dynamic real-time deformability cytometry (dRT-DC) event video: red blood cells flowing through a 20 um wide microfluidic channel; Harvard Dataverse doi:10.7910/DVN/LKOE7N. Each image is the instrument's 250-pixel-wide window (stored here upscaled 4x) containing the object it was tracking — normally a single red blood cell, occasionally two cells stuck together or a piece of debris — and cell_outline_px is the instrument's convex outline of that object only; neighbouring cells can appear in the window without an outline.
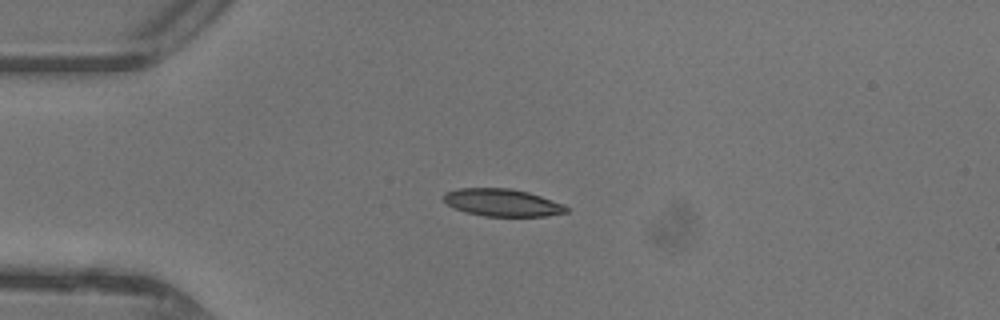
{"species": "common noctule bat (a hibernating species)", "species_latin": "Nyctalus noctula", "temperature_condition": "warm", "stored_images_in_passage": 37, "camera_frame_rate_fps": 3000, "um_per_image_px": 0.085, "animal": {"sex": "female"}, "frame": {"image": 1, "passage_image": 1, "time_ms": 0.0, "image_size_px": [1000, 320], "cell_outline_px": [[568, 212], [544, 216], [484, 216], [452, 208], [444, 200], [444, 192], [456, 188], [512, 188], [528, 192], [564, 204], [568, 208]], "centroid_in_image_um": [42.68, 17.21], "position_along_channel_um": 42.3, "area_um2": 19.59}}
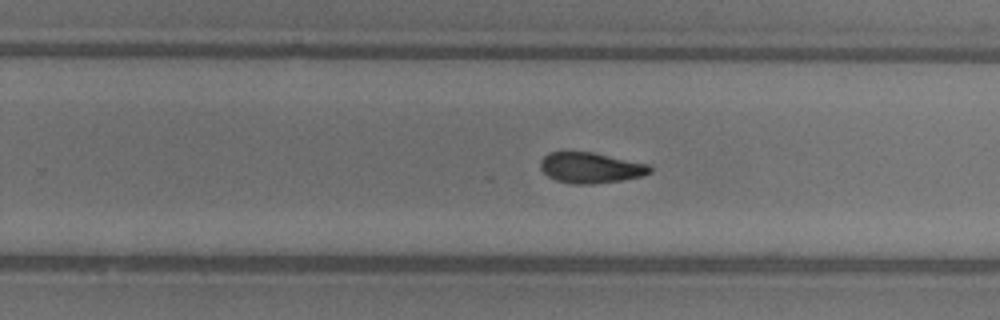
{"frame": {"image": 2, "passage_image": 19, "time_ms": 6.0, "image_size_px": [1000, 320], "cell_outline_px": [[652, 172], [640, 176], [620, 180], [592, 184], [572, 184], [556, 180], [548, 176], [540, 168], [540, 160], [548, 152], [592, 152], [648, 164], [652, 168]], "centroid_in_image_um": [50.18, 14.26], "position_along_channel_um": 279.6, "area_um2": 19.42}}
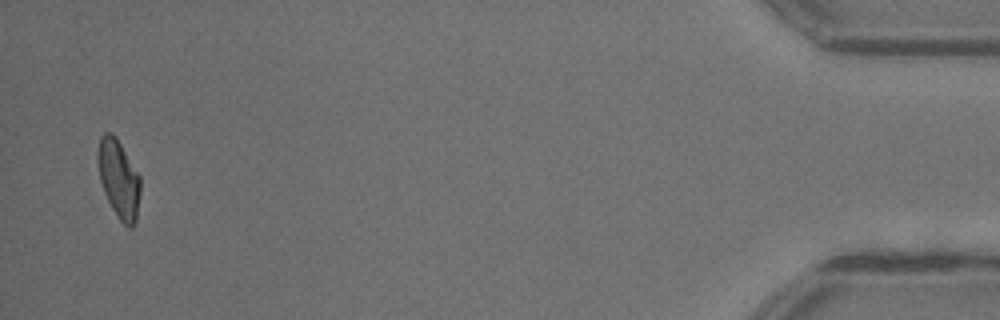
{"frame": {"image": 3, "passage_image": 35, "time_ms": 11.333, "image_size_px": [1000, 320], "cell_outline_px": [[140, 192], [136, 220], [132, 228], [128, 228], [120, 220], [112, 208], [104, 192], [100, 180], [96, 156], [100, 136], [104, 132], [112, 132], [116, 136], [140, 176]], "centroid_in_image_um": [10.08, 15.17], "position_along_channel_um": 425.1, "area_um2": 19.48}}